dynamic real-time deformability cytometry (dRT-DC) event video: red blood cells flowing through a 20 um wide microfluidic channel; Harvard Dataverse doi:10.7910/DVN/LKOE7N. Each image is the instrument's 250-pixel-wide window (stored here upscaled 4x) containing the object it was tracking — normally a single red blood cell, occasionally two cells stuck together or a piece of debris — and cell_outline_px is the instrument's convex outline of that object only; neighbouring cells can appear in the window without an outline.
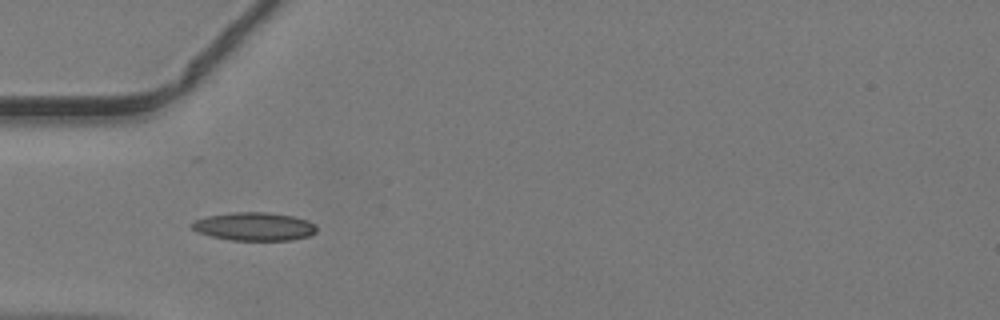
{"species": "common noctule bat (a hibernating species)", "species_latin": "Nyctalus noctula", "temperature_condition": "warm", "stored_images_in_passage": 12, "camera_frame_rate_fps": 3000, "um_per_image_px": 0.085, "animal": {"sex": "male", "body_mass_g": 19.2, "forearm_length_mm": 51.8}, "frame": {"image": 1, "passage_image": 4, "time_ms": 1.0, "image_size_px": [1000, 320], "cell_outline_px": [[316, 232], [308, 236], [292, 240], [228, 240], [196, 232], [192, 228], [192, 224], [196, 220], [208, 216], [236, 212], [268, 212], [292, 216], [308, 220], [316, 224]], "centroid_in_image_um": [21.64, 19.25], "position_along_channel_um": 63.4, "area_um2": 20.46}}
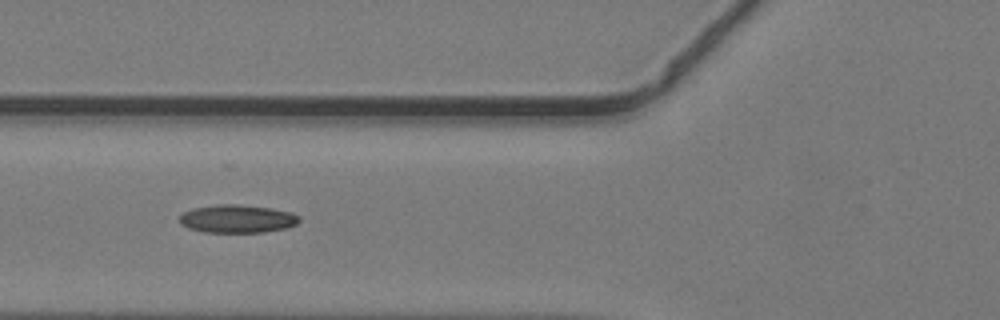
{"frame": {"image": 2, "passage_image": 7, "time_ms": 2.0, "image_size_px": [1000, 320], "cell_outline_px": [[300, 220], [296, 224], [288, 228], [264, 232], [204, 232], [188, 228], [180, 224], [180, 216], [184, 212], [192, 208], [220, 204], [236, 204], [272, 208], [292, 212], [300, 216]], "centroid_in_image_um": [20.19, 18.6], "position_along_channel_um": 105.6, "area_um2": 19.71}}
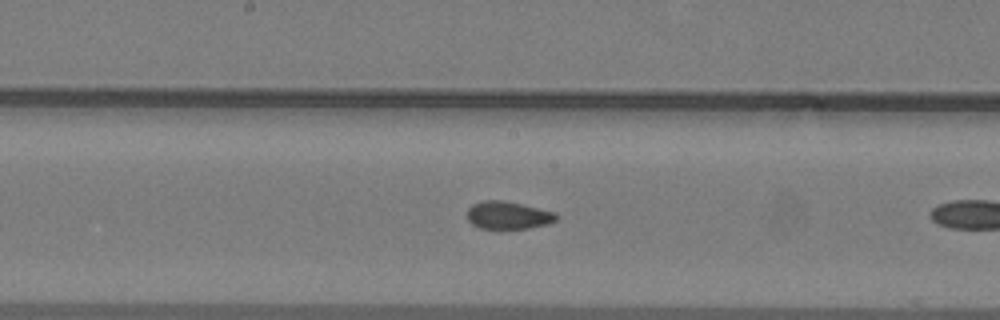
{"frame": {"image": 3, "passage_image": 11, "time_ms": 3.333, "image_size_px": [1000, 320], "cell_outline_px": [[556, 220], [548, 224], [528, 228], [480, 228], [472, 224], [468, 220], [468, 208], [472, 204], [484, 200], [504, 200], [556, 212]], "centroid_in_image_um": [43.18, 18.28], "position_along_channel_um": 205.0, "area_um2": 14.28}}